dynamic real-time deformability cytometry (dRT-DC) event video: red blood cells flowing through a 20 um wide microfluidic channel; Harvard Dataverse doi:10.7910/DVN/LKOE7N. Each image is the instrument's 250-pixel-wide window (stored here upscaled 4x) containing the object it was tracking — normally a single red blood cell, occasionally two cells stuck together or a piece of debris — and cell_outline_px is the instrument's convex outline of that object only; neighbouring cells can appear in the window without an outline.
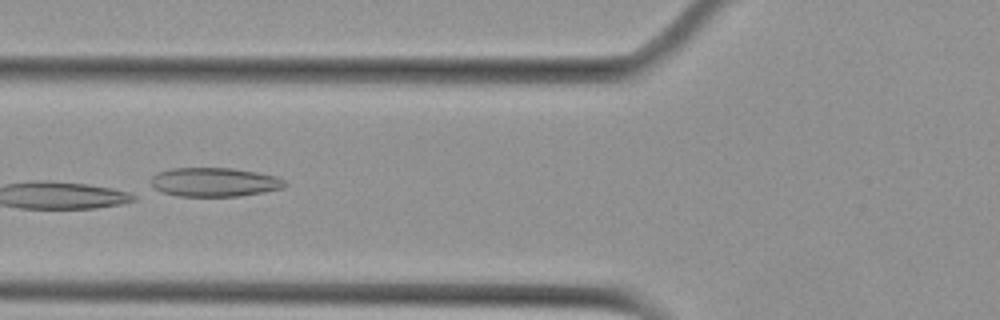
{"species": "Egyptian fruit bat (a non-hibernating species)", "species_latin": "Rousettus aegyptiacus", "temperature_condition": "cold", "stored_images_in_passage": 5, "camera_frame_rate_fps": 3000, "um_per_image_px": 0.085, "animal": {"sex": "female"}, "frame": {"image": 1, "passage_image": 4, "time_ms": 4.667, "image_size_px": [1000, 320], "cell_outline_px": [[288, 184], [284, 188], [264, 192], [240, 196], [180, 196], [160, 192], [152, 188], [148, 180], [156, 172], [172, 168], [232, 168], [256, 172], [276, 176], [284, 180]], "centroid_in_image_um": [18.18, 15.48], "position_along_channel_um": 107.6, "area_um2": 22.95}}
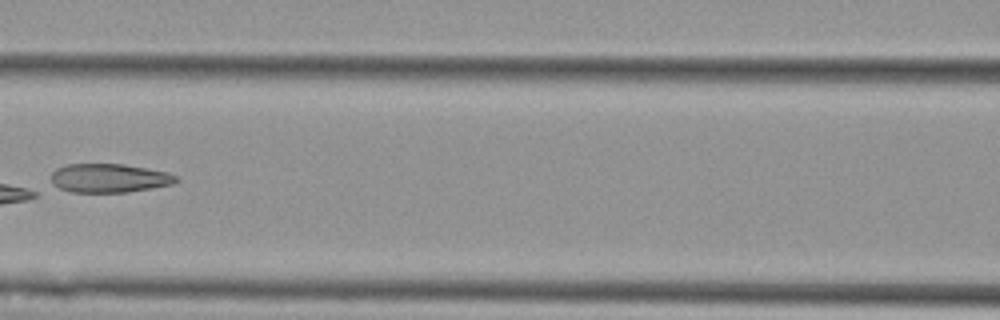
{"frame": {"image": 2, "passage_image": 5, "time_ms": 6.0, "image_size_px": [1000, 320], "cell_outline_px": [[180, 180], [172, 184], [152, 188], [128, 192], [72, 192], [60, 188], [52, 184], [52, 172], [56, 168], [68, 164], [124, 164], [168, 172], [176, 176]], "centroid_in_image_um": [9.29, 15.14], "position_along_channel_um": 157.3, "area_um2": 20.98}}